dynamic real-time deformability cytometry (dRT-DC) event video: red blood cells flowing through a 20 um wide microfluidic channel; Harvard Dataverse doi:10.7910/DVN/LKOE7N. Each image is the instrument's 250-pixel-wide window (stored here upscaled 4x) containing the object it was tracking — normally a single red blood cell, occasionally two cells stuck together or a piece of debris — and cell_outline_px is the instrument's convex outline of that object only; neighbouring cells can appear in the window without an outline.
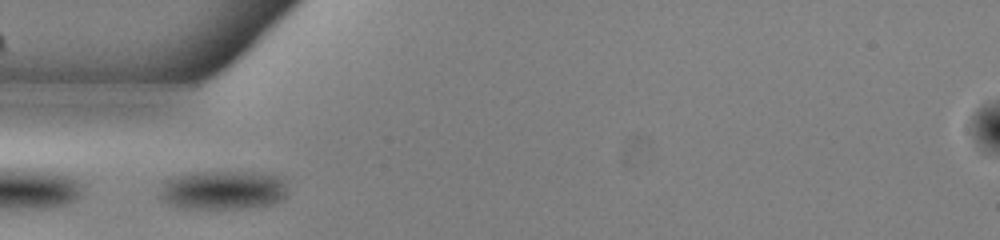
{"species": "common noctule bat (a hibernating species)", "species_latin": "Nyctalus noctula", "temperature_condition": "warm", "stored_images_in_passage": 33, "camera_frame_rate_fps": 3000, "um_per_image_px": 0.085, "animal": {"sex": "male", "body_mass_g": 13.0, "forearm_length_mm": 53.1}, "frame": {"image": 1, "passage_image": 1, "time_ms": 0.0, "image_size_px": [1000, 240], "cell_outline_px": [[288, 192], [280, 200], [272, 204], [240, 208], [180, 208], [168, 204], [160, 200], [160, 184], [172, 176], [192, 172], [260, 172], [280, 176], [288, 180]], "centroid_in_image_um": [18.96, 16.14], "position_along_channel_um": 66.0, "area_um2": 29.65}, "authors_computed_cell_mechanics": {"area_um2": 26.4146, "velocity_mm_per_s": 3.8238, "shape_relaxation_time_tau1_ms": 1.8896, "shape_relaxation_time_tau2_ms": null, "deformation_change_tau1": 0.0657, "deformation_change_tau2": null}}